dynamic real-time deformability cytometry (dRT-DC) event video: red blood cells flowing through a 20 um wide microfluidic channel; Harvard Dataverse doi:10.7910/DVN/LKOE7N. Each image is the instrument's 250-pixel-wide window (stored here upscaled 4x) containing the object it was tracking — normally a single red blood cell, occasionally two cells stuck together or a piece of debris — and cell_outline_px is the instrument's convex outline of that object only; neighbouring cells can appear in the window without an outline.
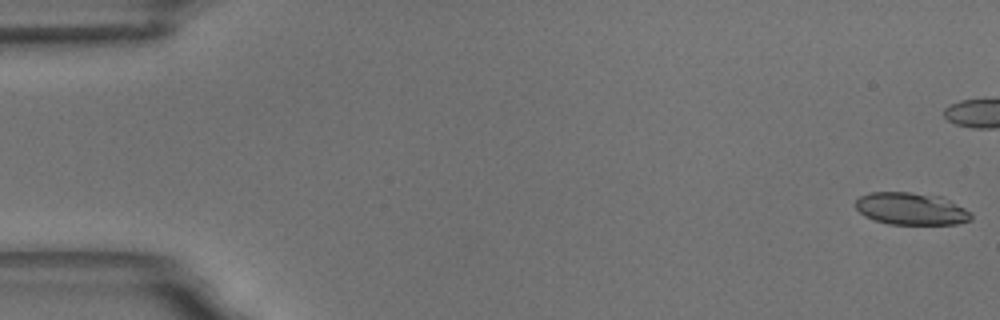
{"species": "common noctule bat (a hibernating species)", "species_latin": "Nyctalus noctula", "temperature_condition": "room temperature", "stored_images_in_passage": 46, "camera_frame_rate_fps": 3000, "um_per_image_px": 0.085, "animal": {"sex": "male", "body_mass_g": 18.8}, "frame": {"image": 1, "passage_image": 1, "time_ms": 0.0, "image_size_px": [1000, 320], "cell_outline_px": [[972, 220], [956, 224], [888, 224], [864, 216], [856, 208], [856, 200], [860, 196], [868, 192], [908, 192], [940, 196], [972, 212]], "centroid_in_image_um": [77.44, 17.74], "position_along_channel_um": 7.6, "area_um2": 21.68}}